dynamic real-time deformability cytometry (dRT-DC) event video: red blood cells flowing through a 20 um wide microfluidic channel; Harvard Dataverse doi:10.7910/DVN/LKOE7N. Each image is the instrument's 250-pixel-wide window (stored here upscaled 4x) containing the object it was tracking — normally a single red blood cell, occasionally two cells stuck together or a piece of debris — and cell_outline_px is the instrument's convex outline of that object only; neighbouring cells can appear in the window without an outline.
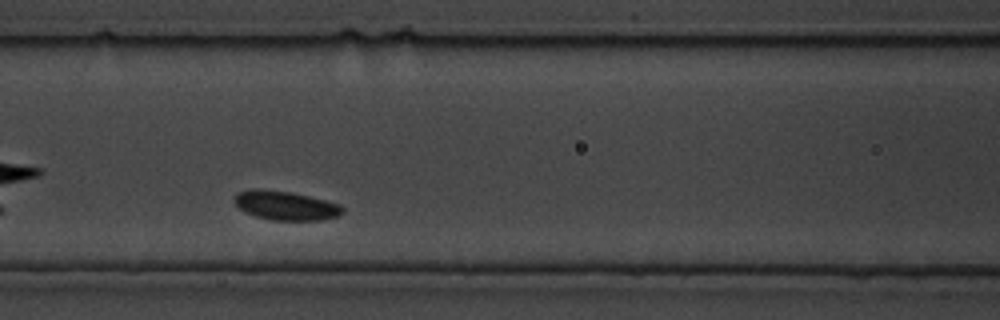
{"species": "common noctule bat (a hibernating species)", "species_latin": "Nyctalus noctula", "temperature_condition": "cold", "stored_images_in_passage": 58, "camera_frame_rate_fps": 3000, "um_per_image_px": 0.085, "animal": {"sex": "male", "body_mass_g": 19.5, "forearm_length_mm": 54.6}, "frame": {"image": 1, "passage_image": 19, "time_ms": 6.0, "image_size_px": [1000, 320], "cell_outline_px": [[344, 212], [340, 216], [320, 220], [272, 220], [256, 216], [244, 212], [232, 200], [240, 192], [252, 188], [260, 188], [292, 192], [340, 204], [344, 208]], "centroid_in_image_um": [24.29, 17.47], "position_along_channel_um": 142.3, "area_um2": 18.38}}
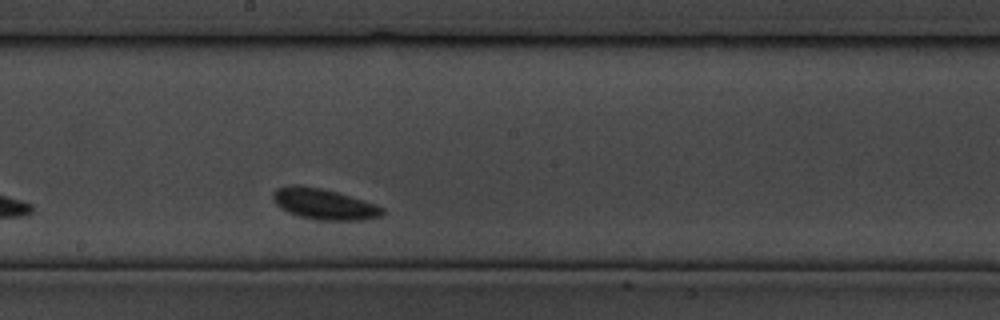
{"frame": {"image": 2, "passage_image": 33, "time_ms": 10.667, "image_size_px": [1000, 320], "cell_outline_px": [[384, 212], [380, 216], [360, 220], [320, 220], [300, 216], [288, 212], [280, 208], [276, 204], [272, 196], [272, 192], [276, 188], [288, 184], [300, 184], [320, 188], [336, 192], [364, 200], [376, 204], [384, 208]], "centroid_in_image_um": [27.5, 17.32], "position_along_channel_um": 220.7, "area_um2": 19.71}}
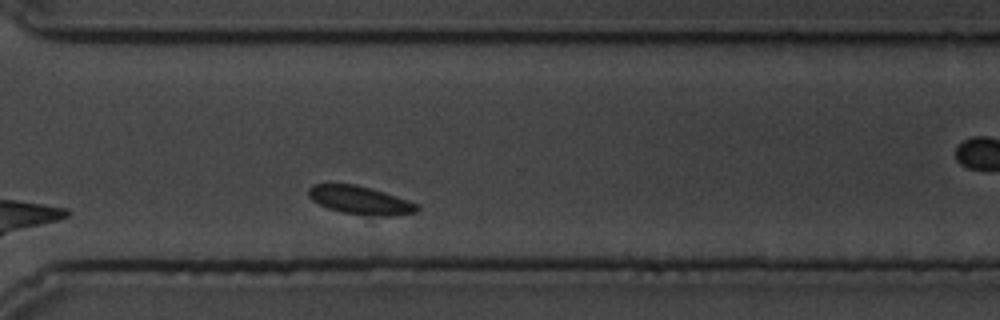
{"frame": {"image": 3, "passage_image": 54, "time_ms": 17.667, "image_size_px": [1000, 320], "cell_outline_px": [[420, 208], [416, 212], [392, 216], [384, 216], [344, 212], [328, 208], [312, 200], [308, 196], [308, 188], [312, 184], [356, 184], [384, 192], [396, 196], [416, 204]], "centroid_in_image_um": [30.59, 17.0], "position_along_channel_um": 340.0, "area_um2": 17.51}}